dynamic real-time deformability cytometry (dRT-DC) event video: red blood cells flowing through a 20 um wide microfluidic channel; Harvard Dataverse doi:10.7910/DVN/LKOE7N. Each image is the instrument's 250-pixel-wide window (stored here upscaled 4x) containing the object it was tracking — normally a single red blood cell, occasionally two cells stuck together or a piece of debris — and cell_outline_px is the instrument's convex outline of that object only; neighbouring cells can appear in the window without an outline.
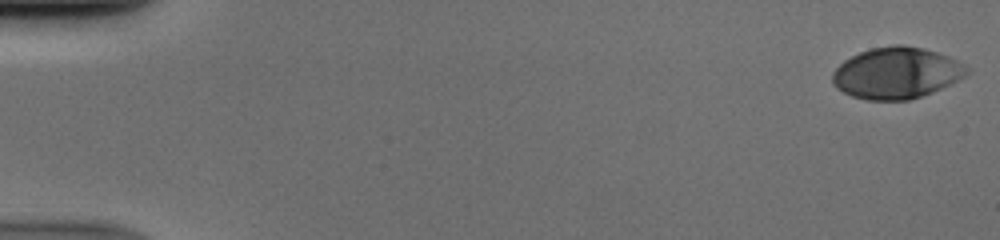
{"species": "human", "species_latin": "Homo sapiens", "temperature_condition": "cold", "stored_images_in_passage": 52, "camera_frame_rate_fps": 3000, "um_per_image_px": 0.085, "donor": {"sex": "male"}, "frame": {"image": 1, "passage_image": 1, "time_ms": 0.0, "image_size_px": [1000, 240], "cell_outline_px": [[968, 72], [964, 76], [932, 92], [908, 100], [868, 100], [852, 96], [836, 88], [832, 84], [832, 72], [844, 60], [860, 52], [872, 48], [892, 44], [904, 44], [924, 48], [948, 56], [964, 64], [968, 68]], "centroid_in_image_um": [76.17, 6.19], "position_along_channel_um": 8.8, "area_um2": 40.06}}
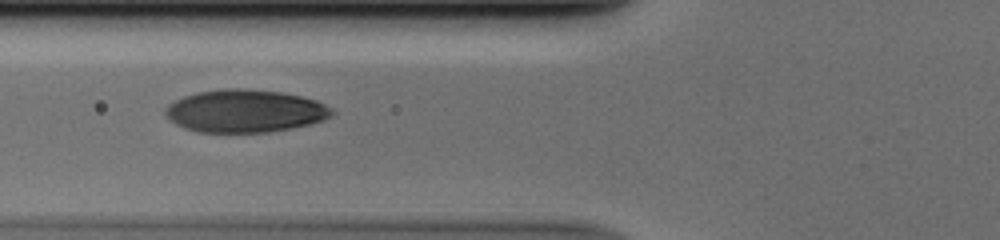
{"frame": {"image": 2, "passage_image": 21, "time_ms": 6.667, "image_size_px": [1000, 240], "cell_outline_px": [[336, 112], [332, 116], [324, 120], [312, 124], [292, 128], [268, 132], [196, 132], [184, 128], [168, 120], [164, 116], [164, 108], [168, 104], [184, 96], [196, 92], [220, 88], [244, 88], [280, 92], [300, 96], [316, 100], [332, 108]], "centroid_in_image_um": [20.81, 9.43], "position_along_channel_um": 105.0, "area_um2": 41.96}}
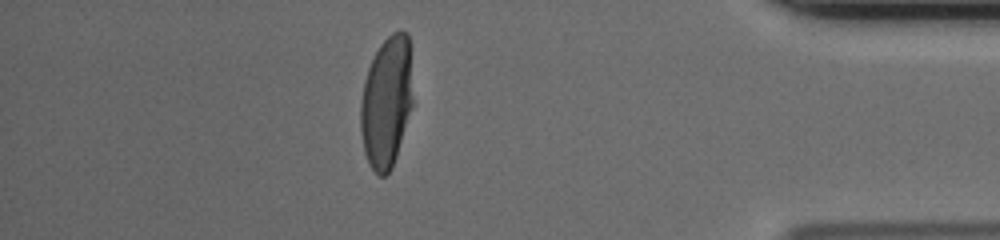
{"frame": {"image": 3, "passage_image": 46, "time_ms": 15.0, "image_size_px": [1000, 240], "cell_outline_px": [[412, 104], [396, 156], [392, 168], [384, 176], [380, 176], [368, 164], [364, 152], [360, 132], [360, 104], [364, 80], [368, 68], [380, 44], [392, 32], [408, 32], [412, 96]], "centroid_in_image_um": [32.82, 8.68], "position_along_channel_um": 402.4, "area_um2": 39.65}}